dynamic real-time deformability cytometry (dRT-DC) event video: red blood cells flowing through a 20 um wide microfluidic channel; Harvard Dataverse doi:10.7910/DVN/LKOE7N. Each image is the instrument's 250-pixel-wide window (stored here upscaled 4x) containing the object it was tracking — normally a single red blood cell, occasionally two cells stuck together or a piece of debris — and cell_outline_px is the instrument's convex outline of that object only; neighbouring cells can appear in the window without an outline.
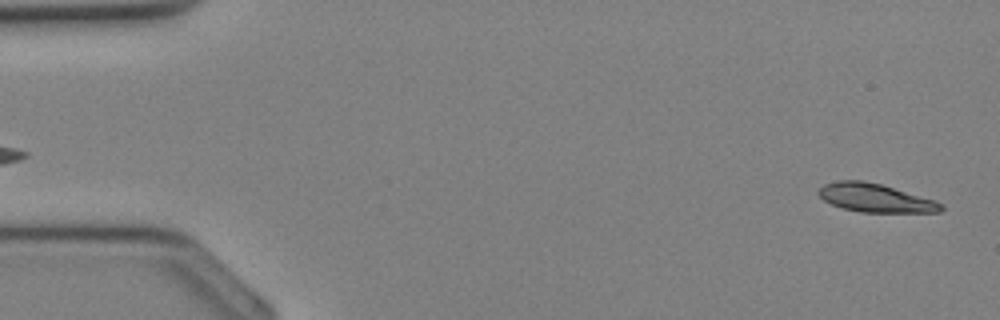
{"species": "Egyptian fruit bat (a non-hibernating species)", "species_latin": "Rousettus aegyptiacus", "temperature_condition": "cold", "stored_images_in_passage": 34, "camera_frame_rate_fps": 3000, "um_per_image_px": 0.085, "animal": {"sex": "female"}, "frame": {"image": 1, "passage_image": 1, "time_ms": 0.0, "image_size_px": [1000, 320], "cell_outline_px": [[944, 208], [940, 212], [860, 212], [844, 208], [832, 204], [824, 200], [816, 192], [824, 184], [840, 180], [860, 180], [880, 184], [936, 200], [944, 204]], "centroid_in_image_um": [74.42, 16.82], "position_along_channel_um": 10.6, "area_um2": 20.17}}
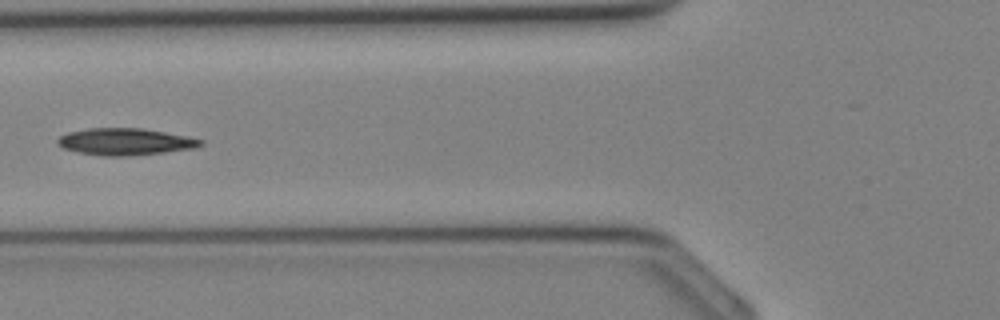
{"frame": {"image": 2, "passage_image": 13, "time_ms": 4.0, "image_size_px": [1000, 320], "cell_outline_px": [[204, 144], [196, 148], [164, 152], [128, 156], [104, 156], [76, 152], [64, 148], [56, 144], [56, 140], [60, 136], [68, 132], [88, 128], [144, 128], [188, 136], [204, 140]], "centroid_in_image_um": [10.65, 12.04], "position_along_channel_um": 115.1, "area_um2": 22.6}}
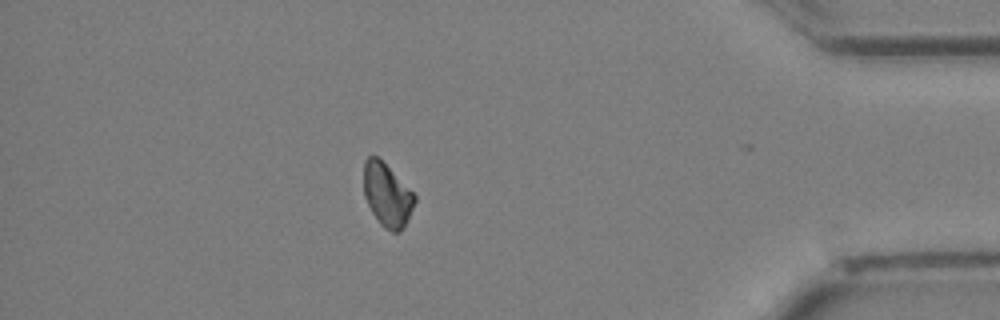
{"frame": {"image": 3, "passage_image": 30, "time_ms": 9.667, "image_size_px": [1000, 320], "cell_outline_px": [[416, 200], [408, 220], [400, 232], [392, 232], [384, 228], [380, 224], [372, 212], [364, 196], [364, 160], [368, 156], [376, 156], [416, 196]], "centroid_in_image_um": [32.89, 16.61], "position_along_channel_um": 402.3, "area_um2": 18.38}}